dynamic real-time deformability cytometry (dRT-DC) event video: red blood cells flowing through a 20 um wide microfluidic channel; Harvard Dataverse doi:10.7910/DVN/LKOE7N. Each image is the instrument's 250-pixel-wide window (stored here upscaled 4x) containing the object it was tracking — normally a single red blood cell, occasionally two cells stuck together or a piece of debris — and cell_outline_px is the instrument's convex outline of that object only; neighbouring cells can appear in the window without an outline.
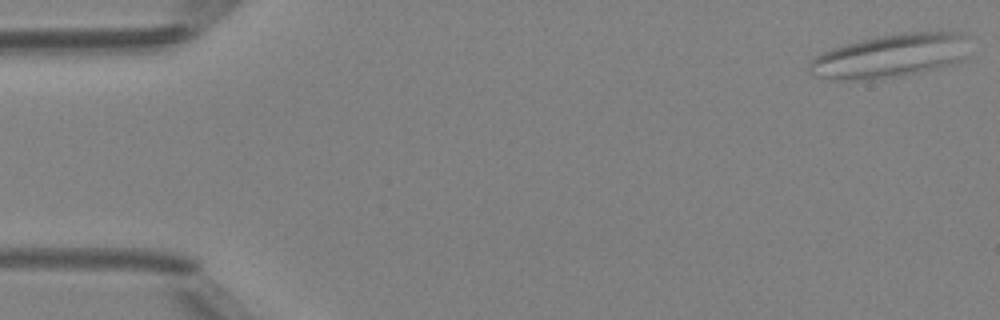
{"species": "Egyptian fruit bat (a non-hibernating species)", "species_latin": "Rousettus aegyptiacus", "temperature_condition": "room temperature", "stored_images_in_passage": 9, "camera_frame_rate_fps": 3000, "um_per_image_px": 0.085, "animal": {"sex": "female"}, "frame": {"image": 1, "passage_image": 1, "time_ms": 0.0, "image_size_px": [1000, 320], "cell_outline_px": [[964, 60], [952, 64], [936, 68], [876, 80], [832, 80], [816, 76], [808, 68], [808, 60], [820, 52], [844, 44], [876, 36], [904, 32], [960, 32], [964, 56]], "centroid_in_image_um": [75.51, 4.77], "position_along_channel_um": 9.5, "area_um2": 40.17}}